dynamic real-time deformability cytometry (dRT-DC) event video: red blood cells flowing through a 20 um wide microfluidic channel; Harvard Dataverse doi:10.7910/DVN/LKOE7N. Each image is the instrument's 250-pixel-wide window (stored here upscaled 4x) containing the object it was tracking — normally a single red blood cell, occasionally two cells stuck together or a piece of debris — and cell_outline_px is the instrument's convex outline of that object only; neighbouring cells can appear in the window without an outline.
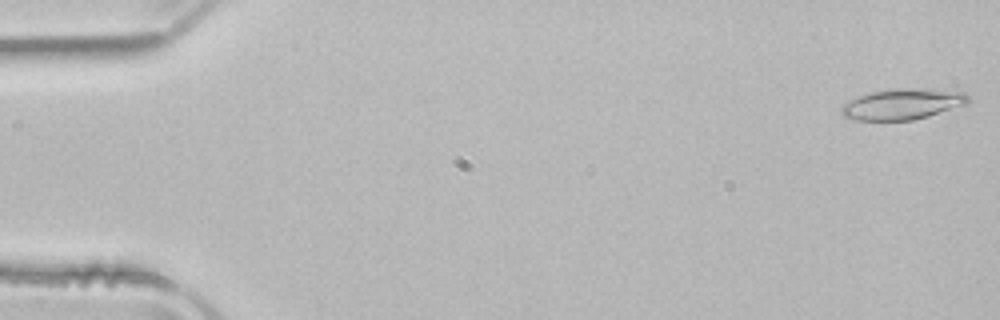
{"species": "common noctule bat (a hibernating species)", "species_latin": "Nyctalus noctula", "temperature_condition": "room temperature", "stored_images_in_passage": 51, "camera_frame_rate_fps": 3000, "um_per_image_px": 0.085, "animal": {"sex": "male", "body_mass_g": 21.5, "forearm_length_mm": 52.0}, "frame": {"image": 1, "passage_image": 1, "time_ms": 0.0, "image_size_px": [1000, 320], "cell_outline_px": [[972, 100], [968, 104], [928, 116], [912, 120], [852, 120], [844, 116], [840, 112], [840, 108], [844, 104], [860, 96], [872, 92], [896, 88], [924, 88], [964, 92]], "centroid_in_image_um": [76.76, 8.85], "position_along_channel_um": 8.2, "area_um2": 22.77}}
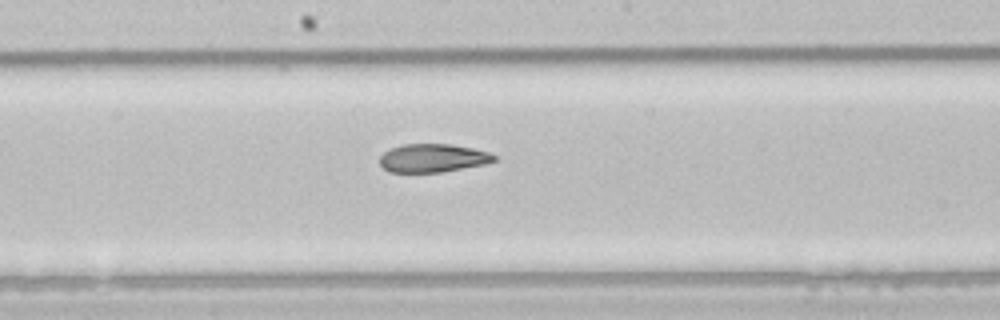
{"frame": {"image": 2, "passage_image": 27, "time_ms": 8.667, "image_size_px": [1000, 320], "cell_outline_px": [[496, 160], [484, 164], [440, 172], [388, 172], [380, 164], [380, 156], [384, 152], [392, 148], [404, 144], [452, 144], [472, 148], [488, 152], [496, 156]], "centroid_in_image_um": [36.77, 13.43], "position_along_channel_um": 211.4, "area_um2": 18.73}}
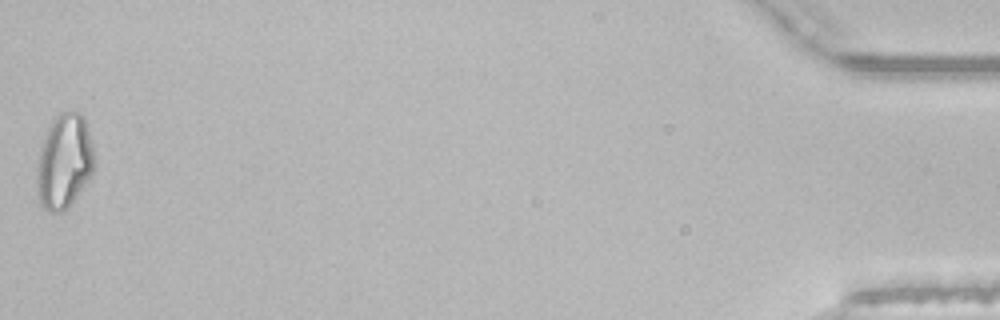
{"frame": {"image": 3, "passage_image": 51, "time_ms": 16.667, "image_size_px": [1000, 320], "cell_outline_px": [[96, 156], [92, 176], [84, 188], [68, 208], [64, 212], [48, 212], [40, 204], [36, 188], [36, 168], [40, 148], [44, 136], [52, 120], [60, 112], [80, 112], [84, 116]], "centroid_in_image_um": [5.47, 13.76], "position_along_channel_um": 429.7, "area_um2": 32.43}, "authors_computed_cell_mechanics": {"area_um2": 21.097, "velocity_mm_per_s": 3.9655, "shape_relaxation_time_tau1_ms": 8.9729, "shape_relaxation_time_tau2_ms": 4.8529, "deformation_change_tau1": 0.1853, "deformation_change_tau2": 0.1283}}